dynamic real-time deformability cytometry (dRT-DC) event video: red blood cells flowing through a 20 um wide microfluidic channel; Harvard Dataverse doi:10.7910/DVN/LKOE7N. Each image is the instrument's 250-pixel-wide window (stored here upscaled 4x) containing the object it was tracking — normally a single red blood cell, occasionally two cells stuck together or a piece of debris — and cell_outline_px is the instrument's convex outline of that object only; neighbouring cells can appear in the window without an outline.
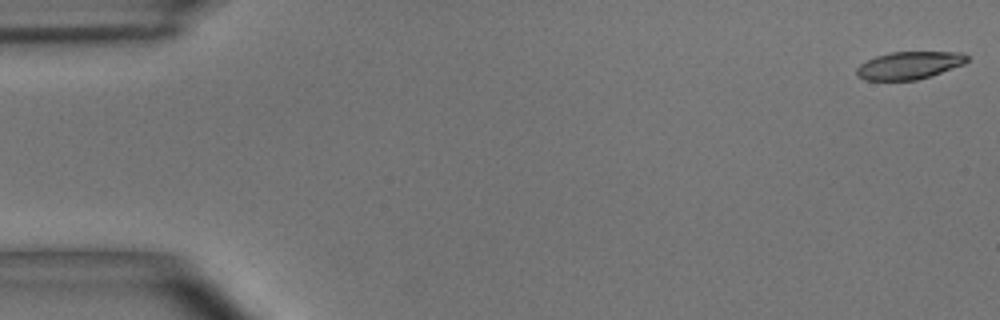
{"species": "common noctule bat (a hibernating species)", "species_latin": "Nyctalus noctula", "temperature_condition": "room temperature", "stored_images_in_passage": 54, "camera_frame_rate_fps": 3000, "um_per_image_px": 0.085, "animal": {"sex": "male", "body_mass_g": 15.6}, "frame": {"image": 1, "passage_image": 1, "time_ms": 0.0, "image_size_px": [1000, 320], "cell_outline_px": [[968, 60], [964, 64], [916, 80], [864, 80], [856, 76], [856, 68], [860, 64], [876, 56], [892, 52], [960, 52], [968, 56]], "centroid_in_image_um": [77.24, 5.55], "position_along_channel_um": 7.8, "area_um2": 17.57}}
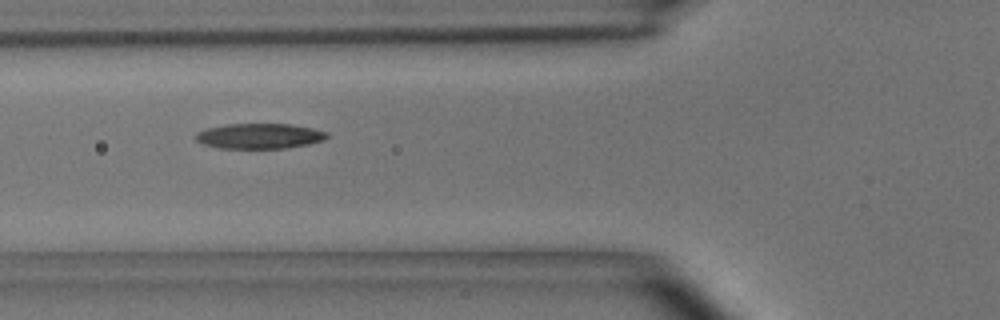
{"frame": {"image": 2, "passage_image": 20, "time_ms": 6.333, "image_size_px": [1000, 320], "cell_outline_px": [[328, 136], [324, 140], [308, 144], [284, 148], [220, 148], [204, 144], [196, 140], [196, 132], [208, 128], [224, 124], [288, 124], [312, 128], [328, 132]], "centroid_in_image_um": [22.05, 11.56], "position_along_channel_um": 103.7, "area_um2": 19.19}}
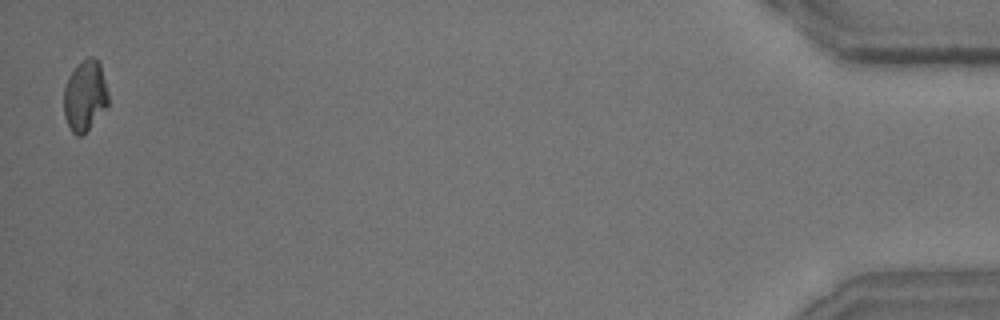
{"frame": {"image": 3, "passage_image": 54, "time_ms": 17.667, "image_size_px": [1000, 320], "cell_outline_px": [[108, 104], [88, 128], [80, 136], [76, 136], [72, 132], [64, 116], [64, 88], [72, 72], [88, 56], [96, 56], [100, 60], [108, 96]], "centroid_in_image_um": [7.23, 8.11], "position_along_channel_um": 428.0, "area_um2": 17.92}, "authors_computed_cell_mechanics": {"area_um2": 19.1896, "velocity_mm_per_s": 3.6435, "shape_relaxation_time_tau1_ms": 5.7572, "shape_relaxation_time_tau2_ms": 7.0161, "deformation_change_tau1": 0.176, "deformation_change_tau2": 0.1335}}